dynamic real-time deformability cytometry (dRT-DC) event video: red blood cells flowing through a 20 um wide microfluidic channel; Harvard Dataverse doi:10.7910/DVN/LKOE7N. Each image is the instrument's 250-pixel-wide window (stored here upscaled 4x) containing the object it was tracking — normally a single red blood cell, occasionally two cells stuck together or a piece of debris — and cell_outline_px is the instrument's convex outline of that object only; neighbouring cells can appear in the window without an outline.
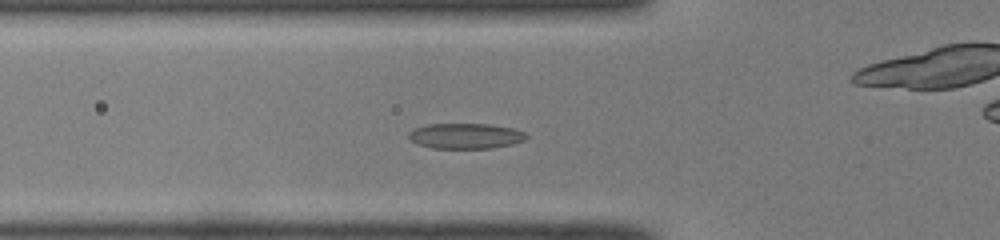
{"species": "common noctule bat (a hibernating species)", "species_latin": "Nyctalus noctula", "temperature_condition": "room temperature", "stored_images_in_passage": 45, "camera_frame_rate_fps": 3000, "um_per_image_px": 0.085, "animal": {"sex": "male", "body_mass_g": 19.0, "forearm_length_mm": 50.8}, "frame": {"image": 1, "passage_image": 12, "time_ms": 3.667, "image_size_px": [1000, 240], "cell_outline_px": [[528, 136], [524, 140], [512, 144], [492, 148], [432, 148], [416, 144], [408, 140], [408, 132], [412, 128], [428, 124], [492, 124], [512, 128], [524, 132]], "centroid_in_image_um": [39.51, 11.55], "position_along_channel_um": 86.3, "area_um2": 17.63}}
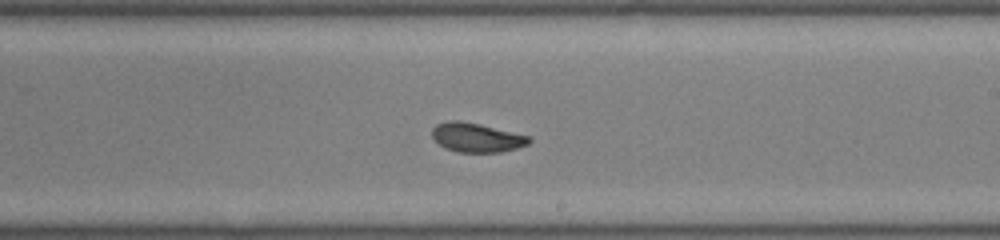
{"frame": {"image": 2, "passage_image": 24, "time_ms": 7.667, "image_size_px": [1000, 240], "cell_outline_px": [[532, 140], [528, 144], [516, 148], [500, 152], [456, 152], [444, 148], [432, 136], [432, 128], [436, 124], [448, 120], [460, 120], [480, 124], [528, 136]], "centroid_in_image_um": [40.47, 11.68], "position_along_channel_um": 248.5, "area_um2": 16.42}}
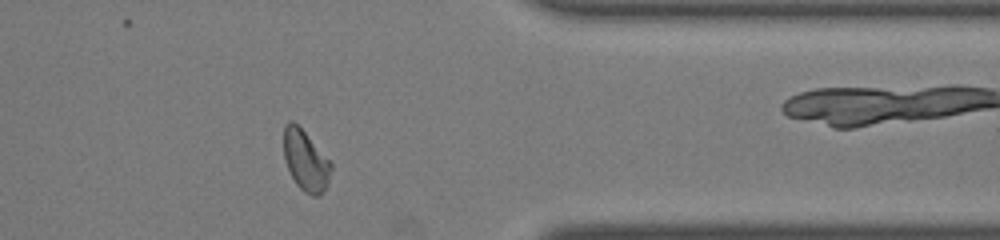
{"frame": {"image": 3, "passage_image": 35, "time_ms": 11.333, "image_size_px": [1000, 240], "cell_outline_px": [[332, 168], [328, 180], [320, 196], [312, 196], [304, 192], [296, 184], [284, 160], [284, 124], [292, 120], [332, 160]], "centroid_in_image_um": [25.99, 13.65], "position_along_channel_um": 385.4, "area_um2": 16.7}, "authors_computed_cell_mechanics": {"area_um2": 16.8198, "velocity_mm_per_s": 4.0621, "shape_relaxation_time_tau1_ms": 4.9118, "shape_relaxation_time_tau2_ms": 1.5565, "deformation_change_tau1": 0.1531, "deformation_change_tau2": 0.0614}}